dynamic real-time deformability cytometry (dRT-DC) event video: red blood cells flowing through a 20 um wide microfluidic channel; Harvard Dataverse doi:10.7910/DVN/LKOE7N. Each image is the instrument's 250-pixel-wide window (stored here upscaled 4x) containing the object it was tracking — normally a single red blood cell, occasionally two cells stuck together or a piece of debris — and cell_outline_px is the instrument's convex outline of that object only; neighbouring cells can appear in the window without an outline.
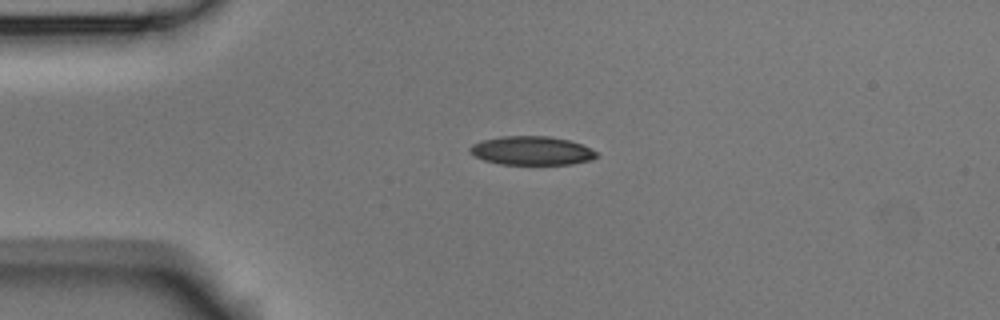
{"species": "Egyptian fruit bat (a non-hibernating species)", "species_latin": "Rousettus aegyptiacus", "temperature_condition": "room temperature", "stored_images_in_passage": 5, "camera_frame_rate_fps": 3000, "um_per_image_px": 0.085, "animal": {"sex": "male"}, "frame": {"image": 1, "passage_image": 1, "time_ms": 0.0, "image_size_px": [1000, 320], "cell_outline_px": [[600, 156], [592, 160], [572, 164], [500, 164], [484, 160], [468, 152], [468, 148], [472, 144], [484, 140], [500, 136], [548, 136], [568, 140], [580, 144], [596, 152]], "centroid_in_image_um": [45.18, 12.81], "position_along_channel_um": 39.8, "area_um2": 21.15}}
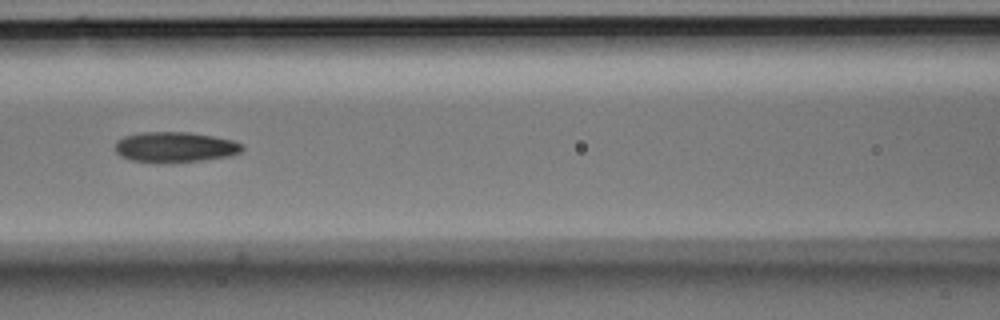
{"frame": {"image": 2, "passage_image": 4, "time_ms": 1.0, "image_size_px": [1000, 320], "cell_outline_px": [[244, 148], [240, 152], [228, 156], [200, 160], [132, 160], [120, 156], [116, 152], [116, 140], [124, 136], [144, 132], [188, 132], [212, 136], [232, 140], [244, 144]], "centroid_in_image_um": [14.9, 12.46], "position_along_channel_um": 151.7, "area_um2": 21.62}}
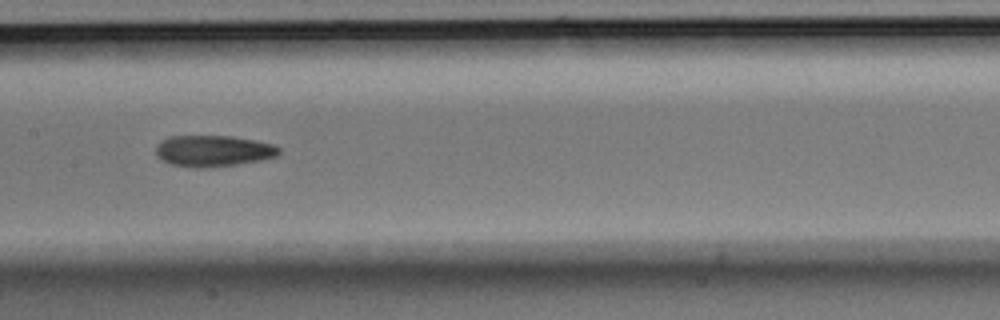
{"frame": {"image": 3, "passage_image": 5, "time_ms": 1.333, "image_size_px": [1000, 320], "cell_outline_px": [[280, 152], [276, 156], [260, 160], [236, 164], [200, 168], [192, 168], [168, 164], [160, 160], [156, 156], [156, 144], [160, 140], [172, 136], [232, 136], [272, 144], [280, 148]], "centroid_in_image_um": [18.04, 12.83], "position_along_channel_um": 189.4, "area_um2": 22.48}}